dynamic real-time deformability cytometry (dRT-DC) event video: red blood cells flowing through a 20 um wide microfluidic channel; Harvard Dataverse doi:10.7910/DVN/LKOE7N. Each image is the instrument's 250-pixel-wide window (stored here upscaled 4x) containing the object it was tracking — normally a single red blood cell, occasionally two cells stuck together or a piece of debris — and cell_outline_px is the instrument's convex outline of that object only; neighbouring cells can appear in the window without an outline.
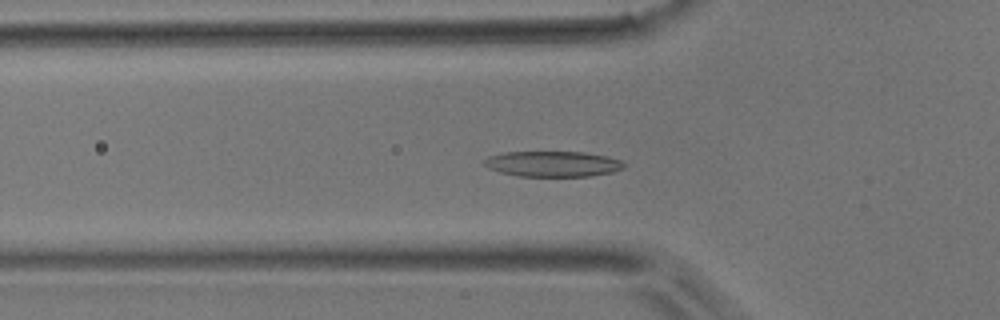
{"species": "common noctule bat (a hibernating species)", "species_latin": "Nyctalus noctula", "temperature_condition": "room temperature", "stored_images_in_passage": 51, "camera_frame_rate_fps": 3000, "um_per_image_px": 0.085, "animal": {"sex": "male", "body_mass_g": 17.9}, "frame": {"image": 1, "passage_image": 17, "time_ms": 5.333, "image_size_px": [1000, 320], "cell_outline_px": [[628, 164], [624, 168], [612, 172], [592, 176], [516, 176], [500, 172], [488, 168], [484, 164], [484, 160], [488, 156], [504, 152], [584, 152], [604, 156], [620, 160]], "centroid_in_image_um": [46.99, 13.93], "position_along_channel_um": 78.8, "area_um2": 20.87}}
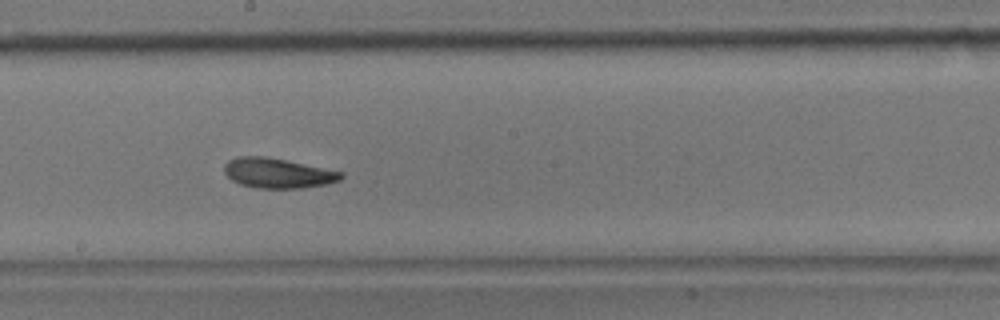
{"frame": {"image": 2, "passage_image": 28, "time_ms": 9.0, "image_size_px": [1000, 320], "cell_outline_px": [[344, 176], [340, 180], [328, 184], [300, 188], [256, 188], [240, 184], [232, 180], [224, 172], [224, 164], [228, 160], [236, 156], [264, 156], [344, 172]], "centroid_in_image_um": [23.6, 14.72], "position_along_channel_um": 224.6, "area_um2": 20.35}}
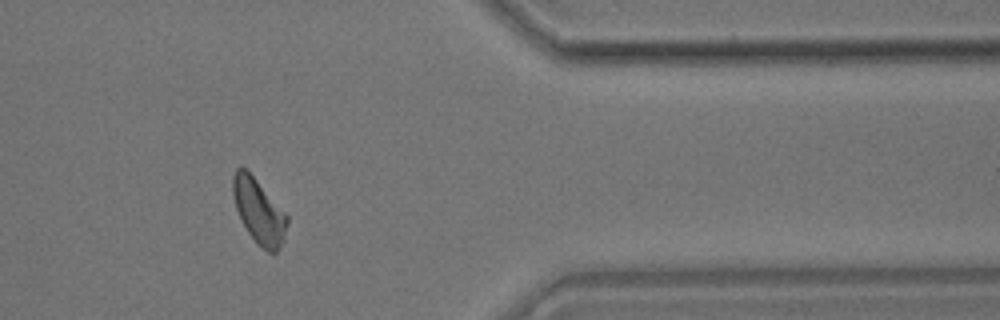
{"frame": {"image": 3, "passage_image": 42, "time_ms": 13.667, "image_size_px": [1000, 320], "cell_outline_px": [[288, 224], [284, 240], [276, 252], [268, 252], [248, 232], [236, 208], [232, 192], [232, 176], [236, 168], [244, 168], [256, 180], [288, 216]], "centroid_in_image_um": [22.01, 17.95], "position_along_channel_um": 389.4, "area_um2": 19.77}}